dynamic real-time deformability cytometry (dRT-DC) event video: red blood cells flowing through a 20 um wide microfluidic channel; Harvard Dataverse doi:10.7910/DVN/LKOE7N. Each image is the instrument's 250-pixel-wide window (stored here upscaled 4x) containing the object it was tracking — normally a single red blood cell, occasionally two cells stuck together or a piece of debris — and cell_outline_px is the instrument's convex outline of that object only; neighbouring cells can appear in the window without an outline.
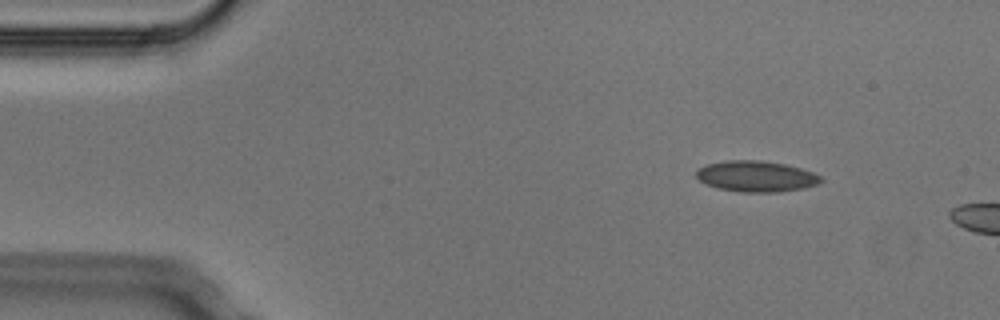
{"species": "Egyptian fruit bat (a non-hibernating species)", "species_latin": "Rousettus aegyptiacus", "temperature_condition": "cold", "stored_images_in_passage": 2, "camera_frame_rate_fps": 3000, "um_per_image_px": 0.085, "animal": {"sex": "male"}, "frame": {"image": 1, "passage_image": 1, "time_ms": 0.0, "image_size_px": [1000, 320], "cell_outline_px": [[824, 180], [820, 184], [804, 188], [780, 192], [740, 192], [716, 188], [704, 184], [696, 176], [696, 172], [700, 168], [708, 164], [728, 160], [760, 160], [784, 164], [800, 168], [812, 172], [820, 176]], "centroid_in_image_um": [64.29, 15.0], "position_along_channel_um": 20.7, "area_um2": 22.54}}